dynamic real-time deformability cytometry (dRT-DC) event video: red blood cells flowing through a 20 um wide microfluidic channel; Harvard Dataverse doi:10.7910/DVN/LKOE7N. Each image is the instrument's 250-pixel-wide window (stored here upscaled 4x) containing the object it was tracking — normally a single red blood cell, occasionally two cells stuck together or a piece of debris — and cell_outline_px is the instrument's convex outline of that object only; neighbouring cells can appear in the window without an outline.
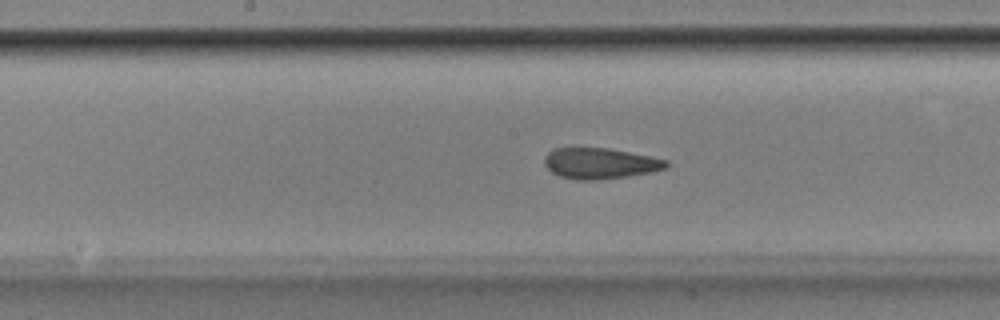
{"species": "Egyptian fruit bat (a non-hibernating species)", "species_latin": "Rousettus aegyptiacus", "temperature_condition": "room temperature", "stored_images_in_passage": 52, "camera_frame_rate_fps": 3000, "um_per_image_px": 0.085, "animal": {"sex": "male"}, "frame": {"image": 1, "passage_image": 27, "time_ms": 8.667, "image_size_px": [1000, 320], "cell_outline_px": [[668, 168], [652, 172], [628, 176], [600, 180], [576, 180], [560, 176], [552, 172], [544, 164], [544, 156], [552, 148], [572, 144], [608, 148], [652, 156], [668, 160]], "centroid_in_image_um": [50.95, 13.84], "position_along_channel_um": 197.2, "area_um2": 22.95}}
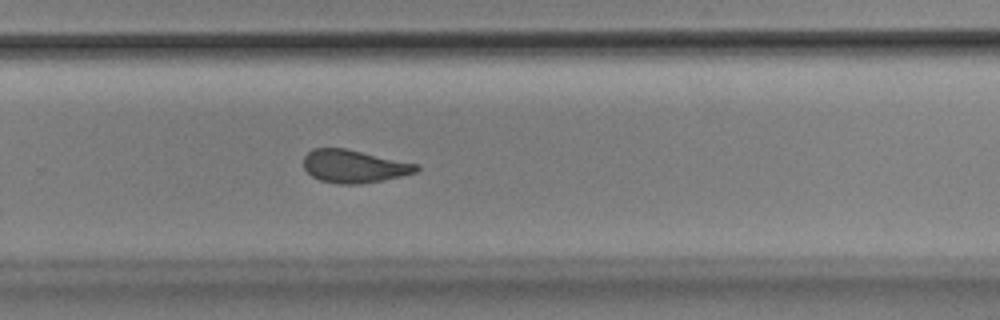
{"frame": {"image": 2, "passage_image": 35, "time_ms": 11.333, "image_size_px": [1000, 320], "cell_outline_px": [[420, 168], [416, 172], [400, 176], [380, 180], [356, 184], [340, 184], [320, 180], [312, 176], [304, 168], [304, 156], [312, 148], [344, 148], [420, 164]], "centroid_in_image_um": [30.09, 14.12], "position_along_channel_um": 299.7, "area_um2": 21.44}}
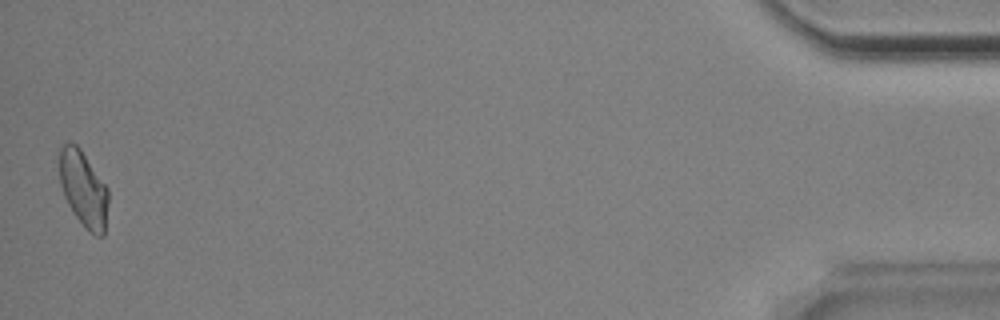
{"frame": {"image": 3, "passage_image": 52, "time_ms": 17.0, "image_size_px": [1000, 320], "cell_outline_px": [[108, 200], [104, 236], [96, 236], [88, 232], [72, 212], [64, 196], [60, 184], [60, 148], [64, 144], [76, 144], [80, 148], [108, 188]], "centroid_in_image_um": [7.1, 16.1], "position_along_channel_um": 428.1, "area_um2": 21.5}, "authors_computed_cell_mechanics": {"area_um2": 22.3397, "velocity_mm_per_s": 3.8613, "shape_relaxation_time_tau1_ms": null, "shape_relaxation_time_tau2_ms": 2.9841, "deformation_change_tau1": null, "deformation_change_tau2": 0.0932}}